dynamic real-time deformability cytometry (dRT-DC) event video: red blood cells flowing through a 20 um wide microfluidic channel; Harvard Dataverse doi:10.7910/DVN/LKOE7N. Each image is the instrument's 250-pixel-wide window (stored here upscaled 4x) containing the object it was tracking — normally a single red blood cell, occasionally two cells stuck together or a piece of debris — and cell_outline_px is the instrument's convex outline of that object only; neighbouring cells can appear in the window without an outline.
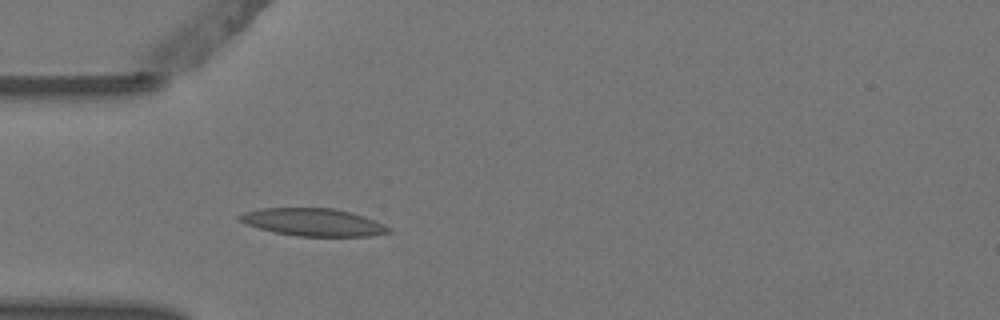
{"species": "Egyptian fruit bat (a non-hibernating species)", "species_latin": "Rousettus aegyptiacus", "temperature_condition": "warm", "stored_images_in_passage": 4, "camera_frame_rate_fps": 3000, "um_per_image_px": 0.085, "animal": {"sex": "female"}, "frame": {"image": 1, "passage_image": 4, "time_ms": 1.0, "image_size_px": [1000, 320], "cell_outline_px": [[392, 232], [372, 236], [300, 236], [276, 232], [260, 228], [248, 224], [240, 220], [236, 216], [244, 212], [260, 208], [332, 208], [352, 212], [364, 216], [384, 224], [392, 228]], "centroid_in_image_um": [26.68, 18.88], "position_along_channel_um": 58.3, "area_um2": 23.87}}